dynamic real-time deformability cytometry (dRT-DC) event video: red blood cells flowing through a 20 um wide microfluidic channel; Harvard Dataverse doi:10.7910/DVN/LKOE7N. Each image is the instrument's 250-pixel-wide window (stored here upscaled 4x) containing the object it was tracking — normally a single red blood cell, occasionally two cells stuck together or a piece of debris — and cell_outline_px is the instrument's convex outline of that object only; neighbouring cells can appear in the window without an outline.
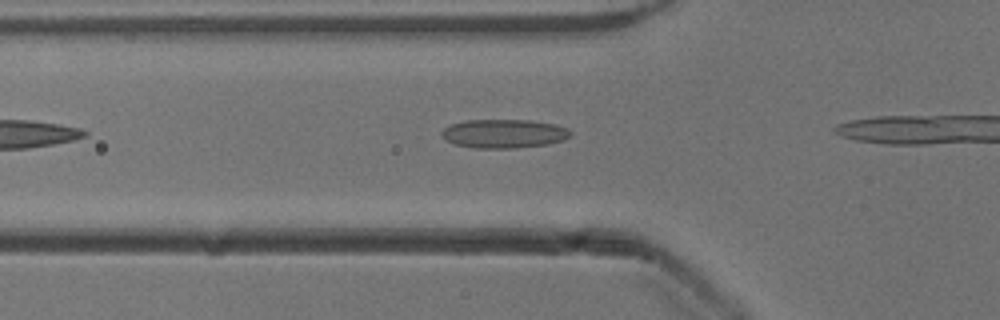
{"species": "common noctule bat (a hibernating species)", "species_latin": "Nyctalus noctula", "temperature_condition": "cold", "stored_images_in_passage": 7, "camera_frame_rate_fps": 3000, "um_per_image_px": 0.085, "animal": {"sex": "male", "body_mass_g": 13.3}, "frame": {"image": 1, "passage_image": 2, "time_ms": 0.333, "image_size_px": [1000, 320], "cell_outline_px": [[572, 132], [564, 140], [548, 144], [516, 148], [472, 148], [456, 144], [444, 140], [440, 136], [440, 132], [444, 128], [452, 124], [468, 120], [532, 120], [556, 124], [568, 128]], "centroid_in_image_um": [42.83, 11.36], "position_along_channel_um": 83.0, "area_um2": 21.79}}
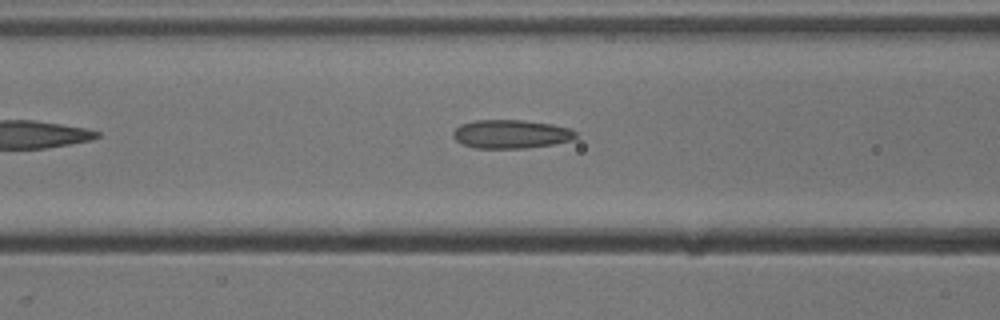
{"frame": {"image": 2, "passage_image": 5, "time_ms": 1.333, "image_size_px": [1000, 320], "cell_outline_px": [[576, 136], [572, 140], [552, 144], [528, 148], [476, 148], [464, 144], [456, 140], [452, 136], [452, 132], [460, 124], [476, 120], [524, 120], [552, 124], [572, 128], [576, 132]], "centroid_in_image_um": [43.44, 11.39], "position_along_channel_um": 123.2, "area_um2": 20.52}}